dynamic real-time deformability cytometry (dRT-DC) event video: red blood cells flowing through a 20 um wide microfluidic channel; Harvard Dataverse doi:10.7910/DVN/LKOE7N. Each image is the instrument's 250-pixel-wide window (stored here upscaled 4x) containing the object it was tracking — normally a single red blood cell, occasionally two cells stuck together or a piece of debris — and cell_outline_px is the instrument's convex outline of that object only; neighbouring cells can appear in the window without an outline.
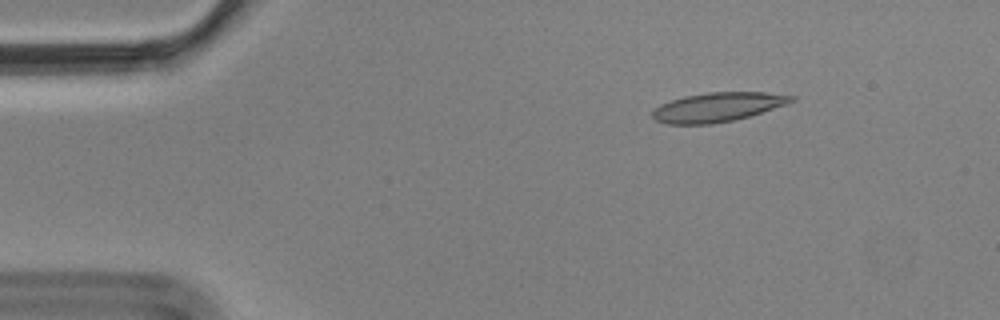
{"species": "Egyptian fruit bat (a non-hibernating species)", "species_latin": "Rousettus aegyptiacus", "temperature_condition": "cold", "stored_images_in_passage": 5, "camera_frame_rate_fps": 3000, "um_per_image_px": 0.085, "animal": {"sex": "male"}, "frame": {"image": 1, "passage_image": 3, "time_ms": 0.667, "image_size_px": [1000, 320], "cell_outline_px": [[796, 100], [788, 104], [748, 116], [732, 120], [712, 124], [668, 124], [656, 120], [652, 116], [652, 112], [660, 104], [684, 96], [708, 92], [764, 92], [796, 96]], "centroid_in_image_um": [61.02, 9.09], "position_along_channel_um": 24.0, "area_um2": 23.52}}
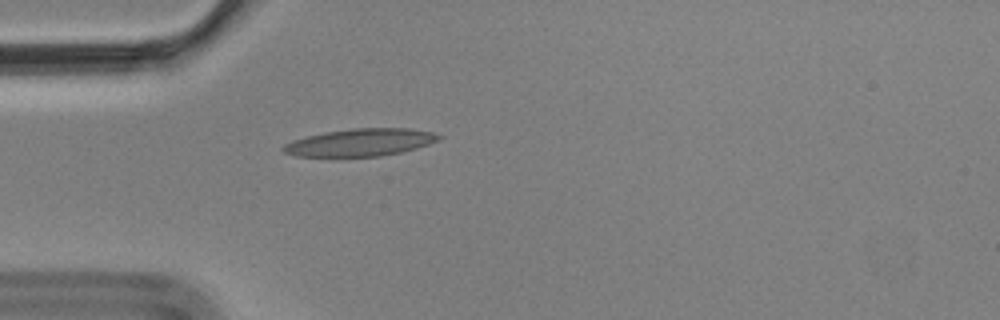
{"frame": {"image": 2, "passage_image": 5, "time_ms": 1.333, "image_size_px": [1000, 320], "cell_outline_px": [[444, 136], [428, 144], [416, 148], [400, 152], [380, 156], [336, 160], [332, 160], [296, 156], [284, 152], [280, 148], [284, 144], [292, 140], [324, 132], [352, 128], [408, 128], [432, 132]], "centroid_in_image_um": [30.51, 12.16], "position_along_channel_um": 54.5, "area_um2": 25.95}}